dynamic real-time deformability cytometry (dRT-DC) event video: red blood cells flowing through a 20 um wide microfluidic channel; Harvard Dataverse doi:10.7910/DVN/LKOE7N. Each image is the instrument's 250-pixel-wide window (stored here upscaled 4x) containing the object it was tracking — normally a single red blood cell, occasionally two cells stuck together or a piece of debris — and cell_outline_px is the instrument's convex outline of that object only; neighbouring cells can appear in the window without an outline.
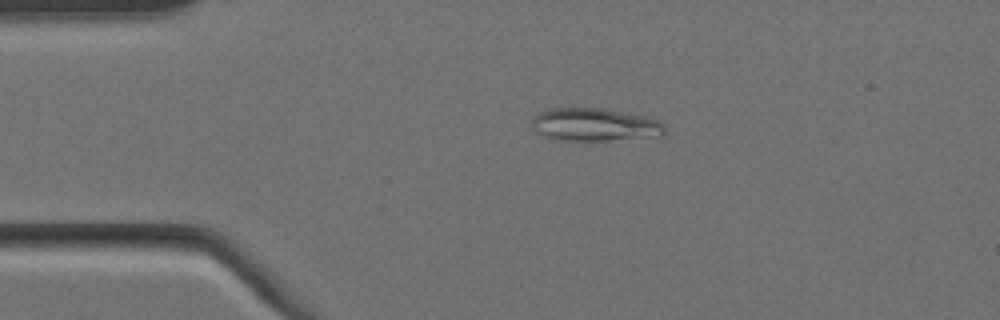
{"species": "Egyptian fruit bat (a non-hibernating species)", "species_latin": "Rousettus aegyptiacus", "temperature_condition": "cold", "stored_images_in_passage": 4, "camera_frame_rate_fps": 3000, "um_per_image_px": 0.085, "animal": {"sex": "female"}, "frame": {"image": 1, "passage_image": 3, "time_ms": 0.667, "image_size_px": [1000, 320], "cell_outline_px": [[668, 132], [664, 136], [608, 140], [548, 140], [532, 132], [532, 120], [540, 112], [548, 108], [604, 108], [652, 116], [660, 120], [664, 124]], "centroid_in_image_um": [50.59, 10.6], "position_along_channel_um": 34.4, "area_um2": 26.47}}